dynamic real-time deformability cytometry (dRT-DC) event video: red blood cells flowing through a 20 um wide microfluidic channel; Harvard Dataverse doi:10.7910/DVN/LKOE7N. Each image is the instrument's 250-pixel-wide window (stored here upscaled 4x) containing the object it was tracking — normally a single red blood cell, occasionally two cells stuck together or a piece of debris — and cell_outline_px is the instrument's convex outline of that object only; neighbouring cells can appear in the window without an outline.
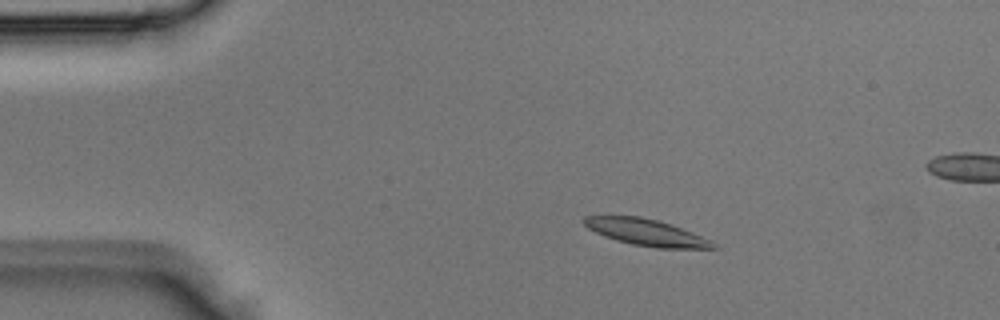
{"species": "Egyptian fruit bat (a non-hibernating species)", "species_latin": "Rousettus aegyptiacus", "temperature_condition": "room temperature", "stored_images_in_passage": 3, "segment_of_instrument_passage": [1, 2], "camera_frame_rate_fps": 3000, "um_per_image_px": 0.085, "animal": {"sex": "male"}, "frame": {"image": 1, "passage_image": 1, "time_ms": 0.0, "image_size_px": [1000, 320], "cell_outline_px": [[720, 248], [656, 248], [632, 244], [616, 240], [604, 236], [588, 228], [584, 224], [584, 216], [640, 216], [660, 220], [692, 232], [712, 240]], "centroid_in_image_um": [54.97, 19.75], "position_along_channel_um": 30.0, "area_um2": 19.94}}